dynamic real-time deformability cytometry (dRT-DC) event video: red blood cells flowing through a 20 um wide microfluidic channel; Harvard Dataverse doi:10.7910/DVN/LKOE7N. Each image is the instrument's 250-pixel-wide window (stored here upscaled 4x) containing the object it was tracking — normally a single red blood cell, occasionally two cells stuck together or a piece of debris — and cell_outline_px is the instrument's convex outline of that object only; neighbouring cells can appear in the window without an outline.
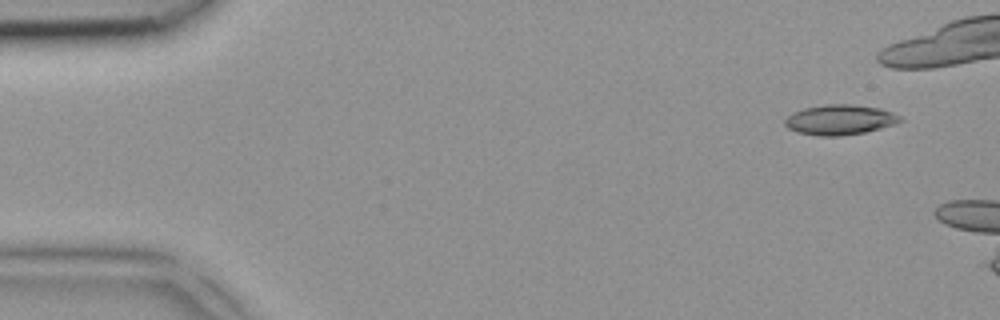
{"species": "common noctule bat (a hibernating species)", "species_latin": "Nyctalus noctula", "temperature_condition": "room temperature", "stored_images_in_passage": 5, "camera_frame_rate_fps": 3000, "um_per_image_px": 0.085, "animal": {"sex": "female", "body_mass_g": 18.4}, "frame": {"image": 1, "passage_image": 1, "time_ms": 0.0, "image_size_px": [1000, 320], "cell_outline_px": [[904, 120], [880, 128], [864, 132], [840, 136], [820, 136], [796, 132], [788, 128], [784, 124], [784, 120], [792, 112], [804, 108], [824, 104], [852, 104], [880, 108], [892, 112], [900, 116]], "centroid_in_image_um": [71.35, 10.17], "position_along_channel_um": 13.6, "area_um2": 20.23}}